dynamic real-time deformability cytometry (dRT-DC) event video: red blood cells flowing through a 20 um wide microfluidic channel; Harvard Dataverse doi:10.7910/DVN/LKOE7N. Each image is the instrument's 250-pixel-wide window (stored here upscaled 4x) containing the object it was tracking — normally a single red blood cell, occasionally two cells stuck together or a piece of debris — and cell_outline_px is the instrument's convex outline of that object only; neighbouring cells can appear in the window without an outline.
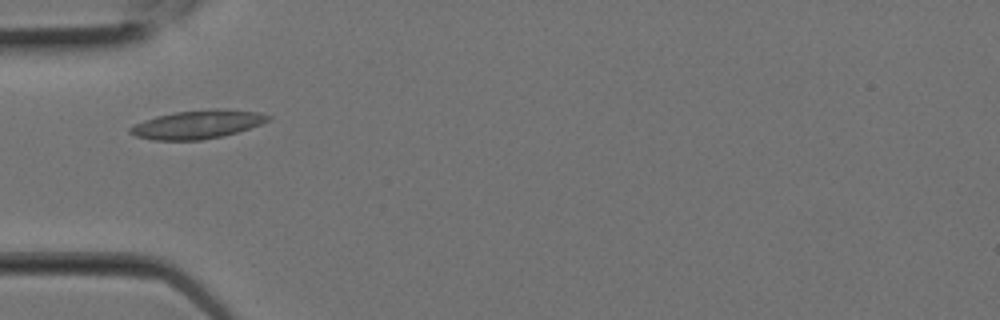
{"species": "Egyptian fruit bat (a non-hibernating species)", "species_latin": "Rousettus aegyptiacus", "temperature_condition": "room temperature", "stored_images_in_passage": 8, "camera_frame_rate_fps": 3000, "um_per_image_px": 0.085, "animal": {"sex": "female"}, "frame": {"image": 1, "passage_image": 7, "time_ms": 2.0, "image_size_px": [1000, 320], "cell_outline_px": [[272, 116], [268, 120], [260, 124], [236, 132], [220, 136], [200, 140], [152, 140], [136, 136], [128, 132], [128, 128], [136, 124], [156, 116], [172, 112], [216, 108], [260, 112]], "centroid_in_image_um": [16.76, 10.57], "position_along_channel_um": 68.2, "area_um2": 22.72}}